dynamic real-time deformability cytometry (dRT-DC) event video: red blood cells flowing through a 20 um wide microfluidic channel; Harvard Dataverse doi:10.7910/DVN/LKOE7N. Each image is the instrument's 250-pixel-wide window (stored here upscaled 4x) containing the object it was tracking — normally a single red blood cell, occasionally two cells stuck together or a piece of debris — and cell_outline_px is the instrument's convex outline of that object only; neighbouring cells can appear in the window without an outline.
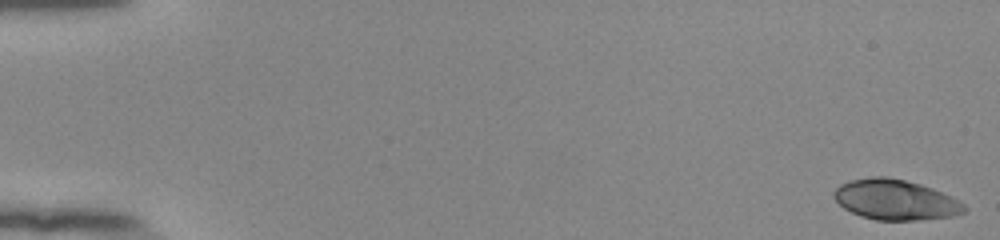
{"species": "human", "species_latin": "Homo sapiens", "temperature_condition": "room temperature", "stored_images_in_passage": 54, "camera_frame_rate_fps": 3000, "um_per_image_px": 0.085, "donor": {"sex": "female"}, "frame": {"image": 1, "passage_image": 1, "time_ms": 0.0, "image_size_px": [1000, 240], "cell_outline_px": [[968, 208], [964, 212], [952, 216], [916, 220], [876, 220], [860, 216], [844, 208], [832, 196], [832, 192], [840, 184], [852, 180], [872, 176], [888, 176], [920, 184], [932, 188], [964, 204]], "centroid_in_image_um": [76.07, 16.98], "position_along_channel_um": 8.9, "area_um2": 30.4}}
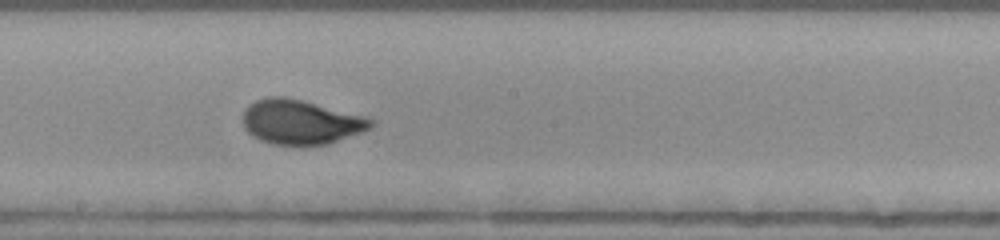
{"frame": {"image": 2, "passage_image": 31, "time_ms": 10.0, "image_size_px": [1000, 240], "cell_outline_px": [[376, 124], [360, 132], [328, 144], [272, 144], [260, 140], [252, 136], [244, 128], [244, 108], [248, 104], [256, 100], [268, 96], [284, 96], [368, 116], [376, 120]], "centroid_in_image_um": [25.56, 10.35], "position_along_channel_um": 222.6, "area_um2": 33.18}}
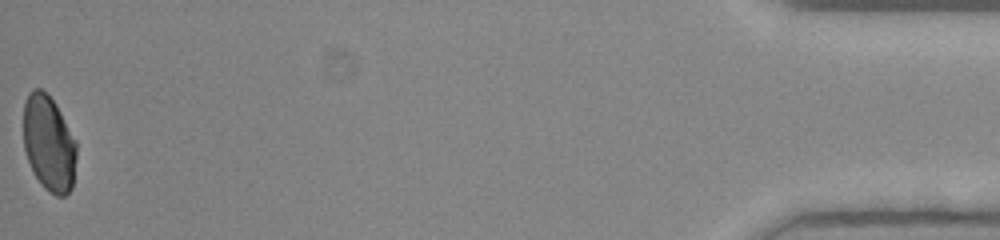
{"frame": {"image": 3, "passage_image": 54, "time_ms": 17.667, "image_size_px": [1000, 240], "cell_outline_px": [[76, 156], [72, 188], [64, 196], [56, 196], [48, 192], [44, 188], [36, 176], [28, 160], [24, 148], [24, 100], [28, 92], [32, 88], [40, 88], [56, 104], [76, 140]], "centroid_in_image_um": [4.15, 12.18], "position_along_channel_um": 431.0, "area_um2": 29.59}, "authors_computed_cell_mechanics": {"area_um2": 31.5877, "velocity_mm_per_s": 3.9043, "shape_relaxation_time_tau1_ms": 5.2154, "shape_relaxation_time_tau2_ms": null, "deformation_change_tau1": 0.1585, "deformation_change_tau2": null}}